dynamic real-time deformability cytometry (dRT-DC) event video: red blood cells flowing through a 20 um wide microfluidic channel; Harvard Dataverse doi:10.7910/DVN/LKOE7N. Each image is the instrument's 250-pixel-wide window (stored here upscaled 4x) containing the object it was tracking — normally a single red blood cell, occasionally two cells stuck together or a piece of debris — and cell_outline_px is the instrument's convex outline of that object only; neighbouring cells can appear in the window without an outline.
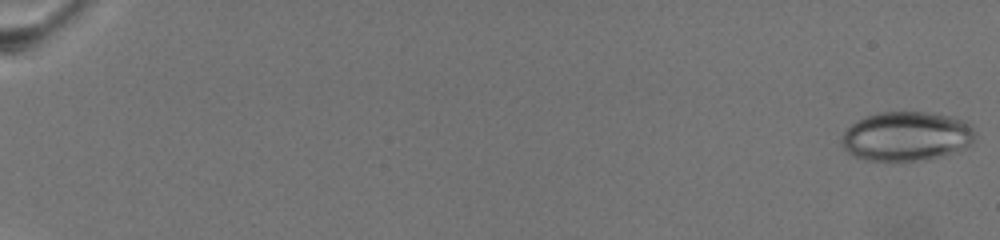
{"species": "common noctule bat (a hibernating species)", "species_latin": "Nyctalus noctula", "temperature_condition": "warm", "stored_images_in_passage": 72, "camera_frame_rate_fps": 3000, "um_per_image_px": 0.085, "animal": {"sex": "female", "body_mass_g": 19.5, "forearm_length_mm": 54.1}, "frame": {"image": 1, "passage_image": 1, "time_ms": 0.0, "image_size_px": [1000, 240], "cell_outline_px": [[976, 132], [972, 140], [968, 144], [948, 152], [924, 160], [900, 164], [892, 164], [864, 160], [848, 152], [844, 148], [840, 140], [844, 132], [852, 124], [868, 116], [880, 112], [928, 112], [948, 116], [960, 120], [968, 124]], "centroid_in_image_um": [76.96, 11.62], "position_along_channel_um": 8.0, "area_um2": 38.26}}
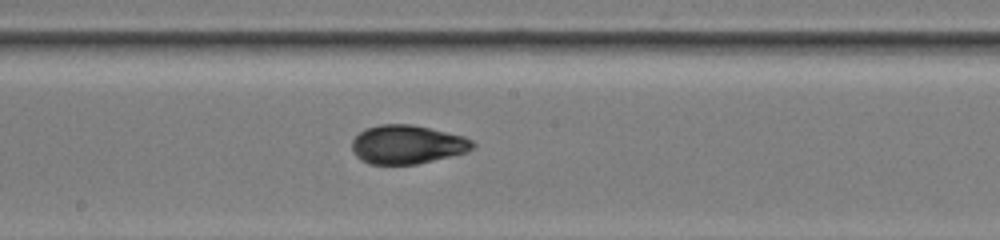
{"frame": {"image": 2, "passage_image": 43, "time_ms": 14.0, "image_size_px": [1000, 240], "cell_outline_px": [[476, 144], [468, 152], [416, 164], [368, 164], [360, 160], [352, 152], [352, 140], [364, 128], [380, 124], [412, 124], [464, 136], [472, 140]], "centroid_in_image_um": [34.59, 12.28], "position_along_channel_um": 213.6, "area_um2": 27.4}}
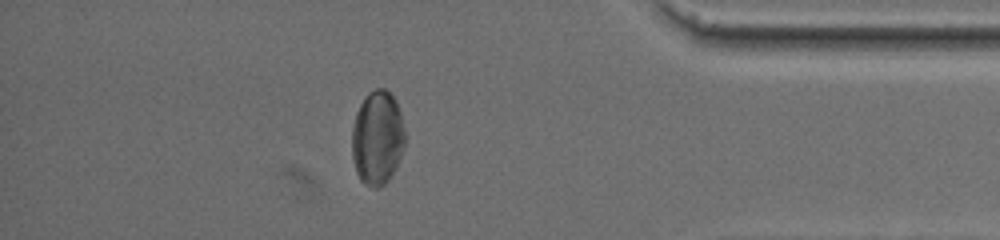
{"frame": {"image": 3, "passage_image": 64, "time_ms": 21.0, "image_size_px": [1000, 240], "cell_outline_px": [[404, 148], [396, 168], [388, 180], [384, 184], [376, 188], [372, 188], [364, 184], [360, 180], [356, 172], [352, 156], [352, 128], [356, 112], [364, 96], [368, 92], [376, 88], [384, 88], [396, 100], [400, 112], [404, 128]], "centroid_in_image_um": [32.07, 11.72], "position_along_channel_um": 403.1, "area_um2": 29.3}, "authors_computed_cell_mechanics": {"area_um2": 28.8133, "velocity_mm_per_s": 3.0577, "shape_relaxation_time_tau1_ms": 4.1741, "shape_relaxation_time_tau2_ms": 1.4106, "deformation_change_tau1": 0.1308, "deformation_change_tau2": 0.0571}}